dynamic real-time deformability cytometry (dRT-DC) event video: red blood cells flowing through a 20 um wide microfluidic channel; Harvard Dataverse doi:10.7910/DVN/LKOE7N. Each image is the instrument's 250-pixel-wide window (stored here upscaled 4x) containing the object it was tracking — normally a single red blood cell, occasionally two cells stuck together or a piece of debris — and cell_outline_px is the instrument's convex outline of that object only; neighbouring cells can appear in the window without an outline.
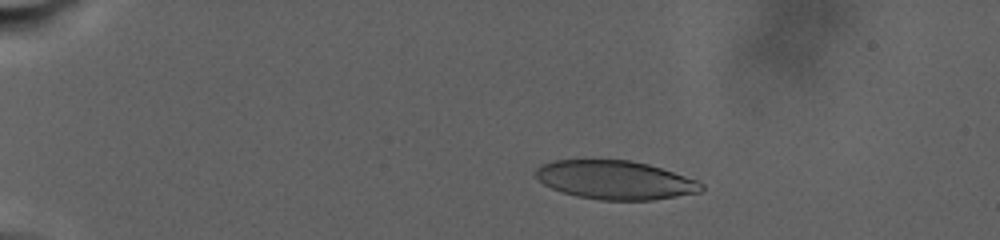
{"species": "human", "species_latin": "Homo sapiens", "temperature_condition": "warm", "stored_images_in_passage": 57, "camera_frame_rate_fps": 3000, "um_per_image_px": 0.085, "donor": {"sex": "male"}, "frame": {"image": 1, "passage_image": 14, "time_ms": 6.333, "image_size_px": [1000, 240], "cell_outline_px": [[704, 188], [700, 192], [652, 200], [600, 200], [576, 196], [552, 188], [544, 184], [532, 172], [536, 168], [552, 160], [628, 160], [648, 164], [696, 180], [704, 184]], "centroid_in_image_um": [52.27, 15.3], "position_along_channel_um": 32.7, "area_um2": 37.11}}
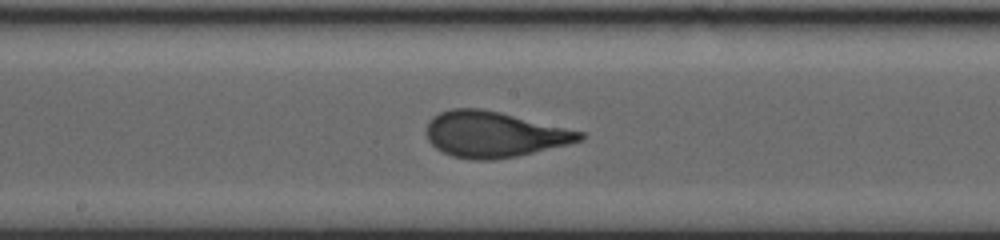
{"frame": {"image": 2, "passage_image": 32, "time_ms": 17.333, "image_size_px": [1000, 240], "cell_outline_px": [[584, 140], [568, 144], [516, 156], [492, 160], [472, 160], [452, 156], [436, 148], [428, 140], [428, 120], [432, 116], [440, 112], [452, 108], [480, 108], [500, 112], [584, 132]], "centroid_in_image_um": [41.98, 11.42], "position_along_channel_um": 206.2, "area_um2": 40.69}}
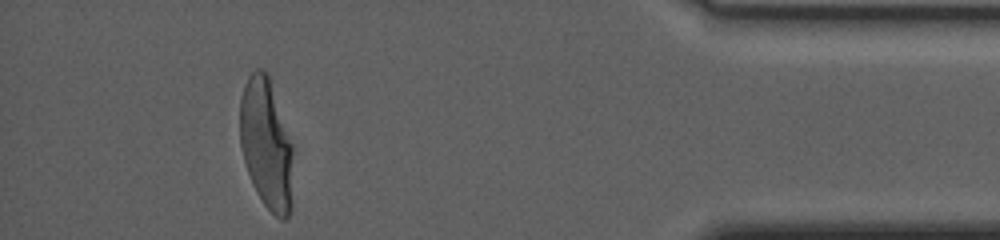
{"frame": {"image": 3, "passage_image": 51, "time_ms": 27.667, "image_size_px": [1000, 240], "cell_outline_px": [[292, 208], [288, 216], [284, 220], [280, 220], [264, 204], [256, 192], [252, 184], [244, 160], [240, 144], [240, 100], [244, 84], [248, 76], [256, 68], [264, 68], [268, 72], [292, 148]], "centroid_in_image_um": [22.62, 12.24], "position_along_channel_um": 412.6, "area_um2": 40.34}, "authors_computed_cell_mechanics": {"area_um2": 39.7664, "velocity_mm_per_s": 2.4062, "shape_relaxation_time_tau1_ms": 8.0933, "shape_relaxation_time_tau2_ms": null, "deformation_change_tau1": 0.2519, "deformation_change_tau2": null}}